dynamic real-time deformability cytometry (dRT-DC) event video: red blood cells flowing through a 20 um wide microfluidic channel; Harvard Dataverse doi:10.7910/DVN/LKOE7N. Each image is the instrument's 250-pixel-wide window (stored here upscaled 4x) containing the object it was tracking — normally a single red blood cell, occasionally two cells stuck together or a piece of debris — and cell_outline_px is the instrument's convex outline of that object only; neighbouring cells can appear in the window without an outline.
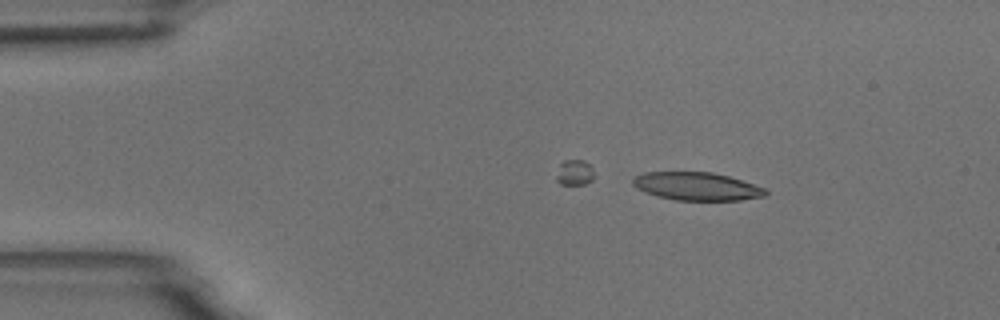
{"species": "common noctule bat (a hibernating species)", "species_latin": "Nyctalus noctula", "temperature_condition": "room temperature", "stored_images_in_passage": 20, "camera_frame_rate_fps": 3000, "um_per_image_px": 0.085, "animal": {"sex": "male", "body_mass_g": 18.8}, "frame": {"image": 1, "passage_image": 1, "time_ms": 0.0, "image_size_px": [1000, 320], "cell_outline_px": [[768, 192], [764, 196], [740, 200], [676, 200], [656, 196], [644, 192], [632, 184], [632, 176], [644, 172], [712, 172], [728, 176], [768, 188]], "centroid_in_image_um": [59.22, 15.83], "position_along_channel_um": 25.8, "area_um2": 21.85}}
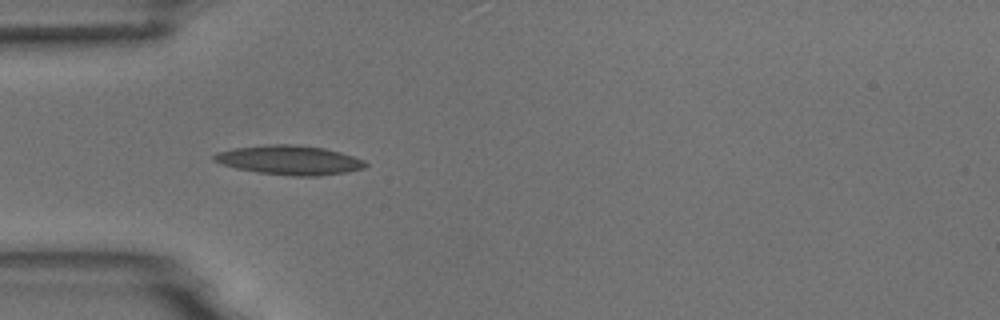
{"frame": {"image": 2, "passage_image": 9, "time_ms": 2.667, "image_size_px": [1000, 320], "cell_outline_px": [[368, 164], [364, 168], [348, 172], [320, 176], [292, 176], [260, 172], [236, 168], [212, 160], [212, 156], [216, 152], [232, 148], [268, 144], [292, 144], [324, 148], [340, 152], [364, 160]], "centroid_in_image_um": [24.61, 13.6], "position_along_channel_um": 60.4, "area_um2": 25.84}}